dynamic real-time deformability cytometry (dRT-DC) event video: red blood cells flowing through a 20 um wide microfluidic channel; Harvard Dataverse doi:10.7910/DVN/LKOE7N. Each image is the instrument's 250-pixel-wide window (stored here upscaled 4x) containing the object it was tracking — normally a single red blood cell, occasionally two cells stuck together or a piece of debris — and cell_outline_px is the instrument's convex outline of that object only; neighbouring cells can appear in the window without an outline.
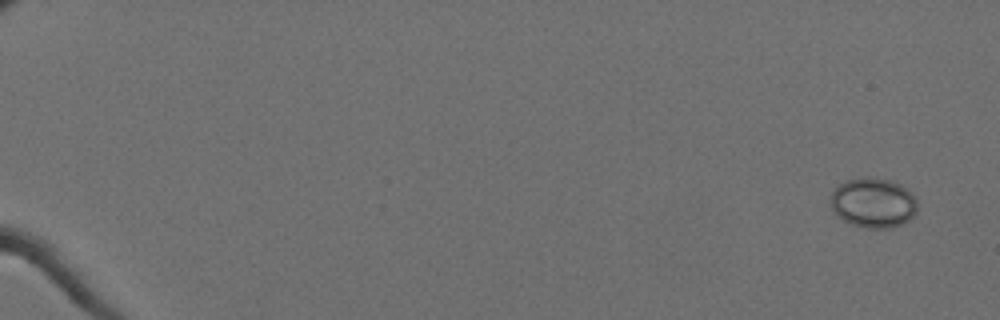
{"species": "Egyptian fruit bat (a non-hibernating species)", "species_latin": "Rousettus aegyptiacus", "temperature_condition": "cold", "stored_images_in_passage": 58, "camera_frame_rate_fps": 3000, "um_per_image_px": 0.085, "animal": {"sex": "female"}, "frame": {"image": 1, "passage_image": 1, "time_ms": 0.0, "image_size_px": [1000, 320], "cell_outline_px": [[916, 212], [904, 224], [892, 228], [868, 228], [852, 224], [836, 216], [832, 208], [832, 192], [844, 180], [868, 176], [888, 180], [900, 184], [916, 196]], "centroid_in_image_um": [74.24, 17.24], "position_along_channel_um": 10.8, "area_um2": 25.26}}
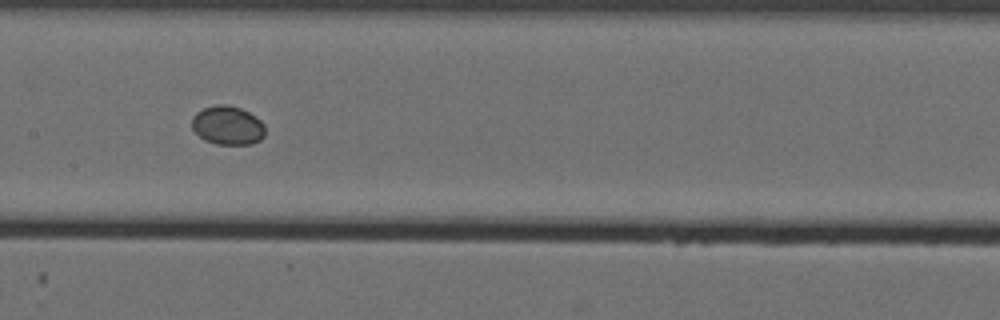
{"frame": {"image": 2, "passage_image": 32, "time_ms": 10.333, "image_size_px": [1000, 320], "cell_outline_px": [[264, 136], [260, 140], [252, 144], [216, 144], [204, 140], [192, 128], [192, 116], [196, 112], [204, 108], [216, 104], [224, 104], [240, 108], [256, 116], [264, 124]], "centroid_in_image_um": [19.35, 10.65], "position_along_channel_um": 188.1, "area_um2": 16.59}}
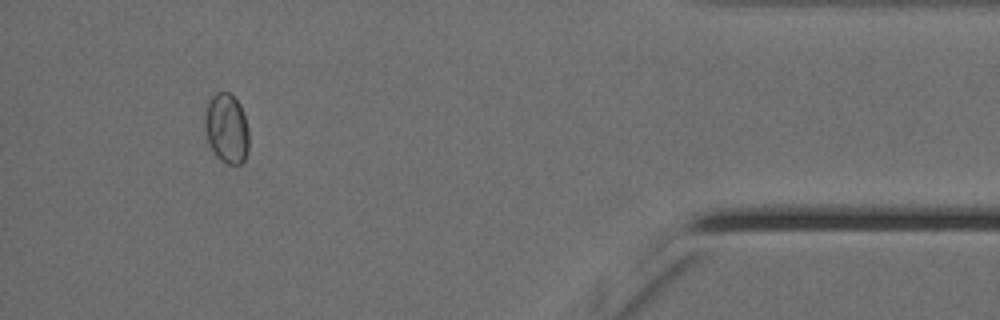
{"frame": {"image": 3, "passage_image": 55, "time_ms": 18.0, "image_size_px": [1000, 320], "cell_outline_px": [[248, 152], [244, 160], [240, 164], [228, 164], [220, 160], [216, 156], [208, 140], [204, 124], [204, 116], [208, 100], [216, 92], [228, 92], [240, 104], [248, 128]], "centroid_in_image_um": [19.26, 10.91], "position_along_channel_um": 415.9, "area_um2": 17.86}}